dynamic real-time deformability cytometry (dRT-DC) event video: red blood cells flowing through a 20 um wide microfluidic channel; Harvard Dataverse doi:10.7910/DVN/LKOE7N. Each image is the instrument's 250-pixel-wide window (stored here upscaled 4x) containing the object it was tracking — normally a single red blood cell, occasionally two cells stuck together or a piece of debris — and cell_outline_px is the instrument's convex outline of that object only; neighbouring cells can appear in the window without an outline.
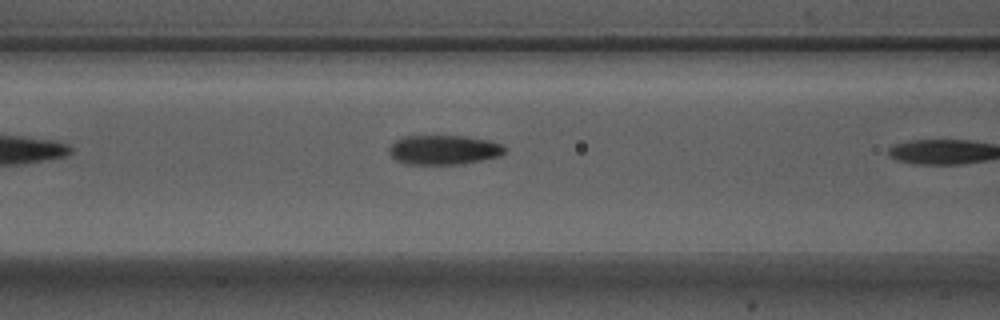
{"species": "Egyptian fruit bat (a non-hibernating species)", "species_latin": "Rousettus aegyptiacus", "temperature_condition": "warm", "stored_images_in_passage": 8, "camera_frame_rate_fps": 3000, "um_per_image_px": 0.085, "animal": {"sex": "male"}, "frame": {"image": 1, "passage_image": 7, "time_ms": 2.0, "image_size_px": [1000, 320], "cell_outline_px": [[508, 148], [500, 156], [460, 164], [404, 164], [396, 160], [388, 152], [388, 148], [396, 140], [404, 136], [468, 136], [488, 140], [504, 144]], "centroid_in_image_um": [37.74, 12.73], "position_along_channel_um": 128.9, "area_um2": 20.0}}